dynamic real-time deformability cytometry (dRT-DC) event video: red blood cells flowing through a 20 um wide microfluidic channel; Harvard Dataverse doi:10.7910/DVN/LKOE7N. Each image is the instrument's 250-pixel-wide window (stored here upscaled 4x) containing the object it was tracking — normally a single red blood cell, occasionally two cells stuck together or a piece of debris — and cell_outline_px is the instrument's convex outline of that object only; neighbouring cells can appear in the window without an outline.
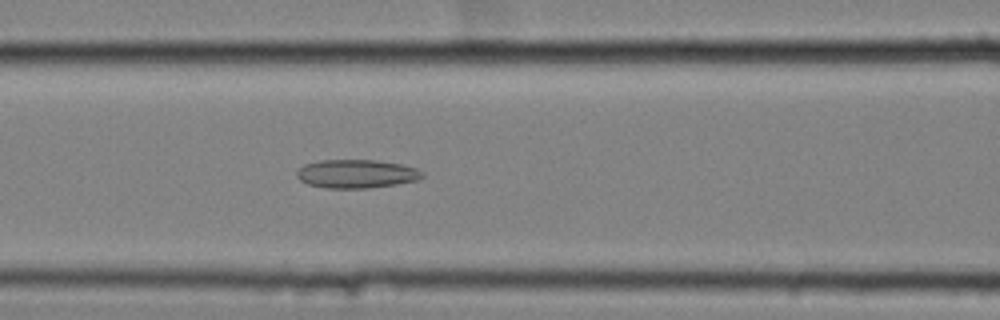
{"species": "common noctule bat (a hibernating species)", "species_latin": "Nyctalus noctula", "temperature_condition": "cold", "stored_images_in_passage": 55, "camera_frame_rate_fps": 3000, "um_per_image_px": 0.085, "animal": {"sex": "female", "body_mass_g": 25.1}, "frame": {"image": 1, "passage_image": 27, "time_ms": 8.667, "image_size_px": [1000, 320], "cell_outline_px": [[424, 176], [420, 180], [396, 184], [368, 188], [324, 188], [308, 184], [300, 180], [296, 176], [296, 172], [304, 164], [320, 160], [376, 160], [400, 164], [416, 168], [424, 172]], "centroid_in_image_um": [30.31, 14.77], "position_along_channel_um": 136.3, "area_um2": 20.98}}
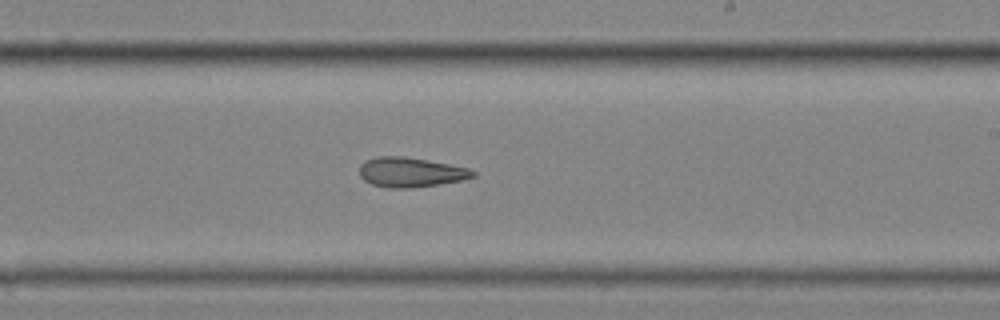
{"frame": {"image": 2, "passage_image": 37, "time_ms": 12.0, "image_size_px": [1000, 320], "cell_outline_px": [[476, 176], [464, 180], [440, 184], [412, 188], [388, 188], [372, 184], [364, 180], [360, 176], [360, 164], [364, 160], [376, 156], [400, 156], [448, 164], [468, 168], [476, 172]], "centroid_in_image_um": [34.89, 14.65], "position_along_channel_um": 254.1, "area_um2": 19.65}}
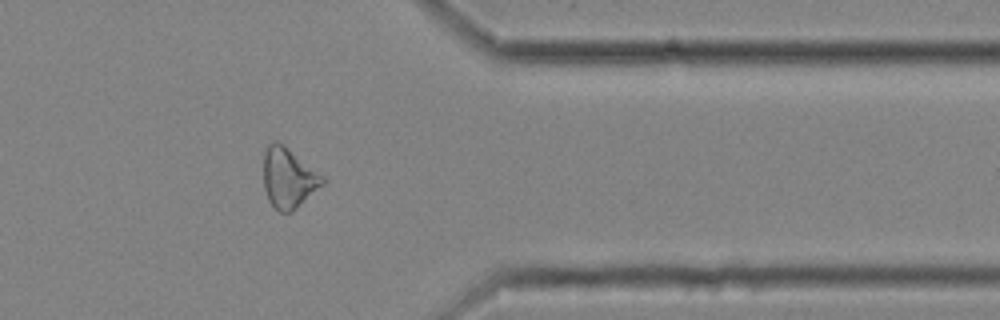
{"frame": {"image": 3, "passage_image": 49, "time_ms": 16.0, "image_size_px": [1000, 320], "cell_outline_px": [[324, 184], [292, 212], [280, 212], [268, 200], [264, 188], [264, 152], [268, 144], [272, 140], [276, 140], [324, 176]], "centroid_in_image_um": [24.51, 15.14], "position_along_channel_um": 386.9, "area_um2": 20.4}}